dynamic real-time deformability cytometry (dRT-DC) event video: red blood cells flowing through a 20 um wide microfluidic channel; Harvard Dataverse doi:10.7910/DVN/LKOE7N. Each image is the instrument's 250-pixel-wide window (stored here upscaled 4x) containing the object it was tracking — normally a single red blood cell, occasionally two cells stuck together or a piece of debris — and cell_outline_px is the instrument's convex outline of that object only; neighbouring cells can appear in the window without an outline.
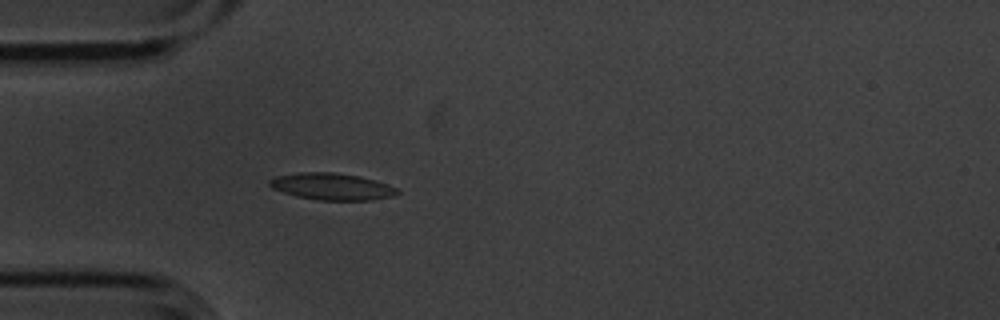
{"species": "common noctule bat (a hibernating species)", "species_latin": "Nyctalus noctula", "temperature_condition": "cold", "stored_images_in_passage": 5, "camera_frame_rate_fps": 3000, "um_per_image_px": 0.085, "animal": {"sex": "male", "body_mass_g": 20.1, "forearm_length_mm": 53.5}, "frame": {"image": 1, "passage_image": 5, "time_ms": 1.333, "image_size_px": [1000, 320], "cell_outline_px": [[400, 192], [396, 196], [368, 200], [320, 200], [296, 196], [272, 188], [268, 184], [268, 180], [276, 176], [300, 172], [336, 172], [360, 176], [396, 188]], "centroid_in_image_um": [28.18, 15.85], "position_along_channel_um": 56.8, "area_um2": 19.83}}